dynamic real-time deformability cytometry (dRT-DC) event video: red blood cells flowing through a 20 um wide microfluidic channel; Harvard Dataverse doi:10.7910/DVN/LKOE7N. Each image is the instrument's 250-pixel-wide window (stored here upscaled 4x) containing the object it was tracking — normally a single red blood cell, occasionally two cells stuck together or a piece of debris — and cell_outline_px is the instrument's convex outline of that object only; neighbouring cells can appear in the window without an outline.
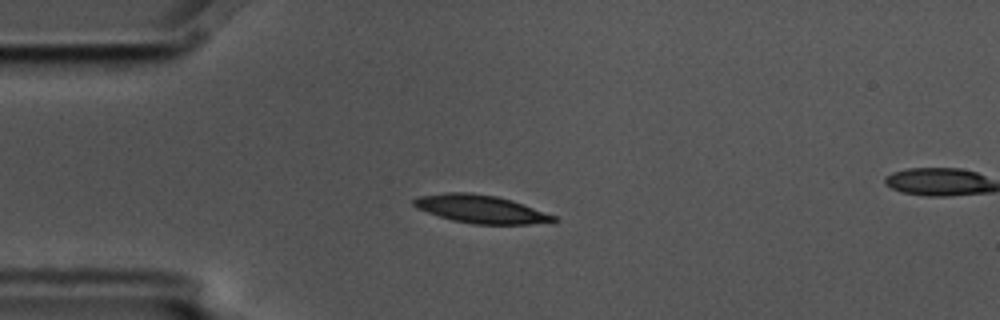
{"species": "common noctule bat (a hibernating species)", "species_latin": "Nyctalus noctula", "temperature_condition": "cold", "stored_images_in_passage": 15, "camera_frame_rate_fps": 3000, "um_per_image_px": 0.085, "animal": {"sex": "male", "body_mass_g": 17.5, "forearm_length_mm": 52.3}, "frame": {"image": 1, "passage_image": 3, "time_ms": 0.667, "image_size_px": [1000, 320], "cell_outline_px": [[560, 220], [556, 224], [472, 224], [452, 220], [416, 208], [412, 204], [412, 200], [416, 196], [448, 192], [468, 192], [496, 196], [512, 200], [556, 216]], "centroid_in_image_um": [40.93, 17.78], "position_along_channel_um": 44.1, "area_um2": 23.18}}
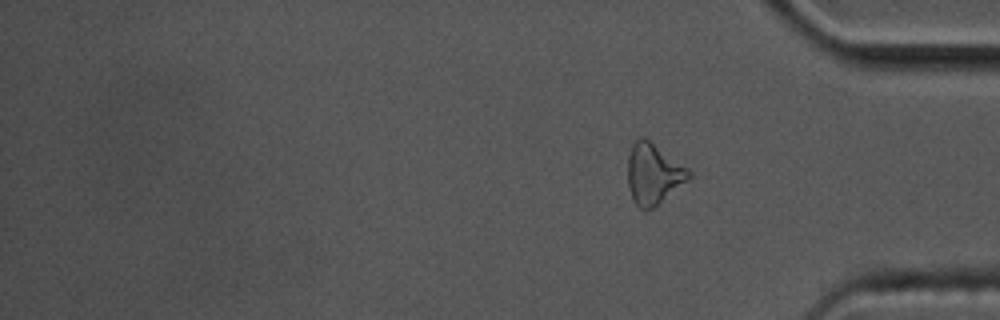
{"frame": {"image": 2, "passage_image": 15, "time_ms": 4.667, "image_size_px": [1000, 320], "cell_outline_px": [[692, 176], [688, 180], [652, 208], [640, 208], [636, 204], [628, 188], [628, 156], [632, 144], [640, 136], [644, 136], [688, 168], [692, 172]], "centroid_in_image_um": [55.53, 14.74], "position_along_channel_um": 379.7, "area_um2": 21.33}}